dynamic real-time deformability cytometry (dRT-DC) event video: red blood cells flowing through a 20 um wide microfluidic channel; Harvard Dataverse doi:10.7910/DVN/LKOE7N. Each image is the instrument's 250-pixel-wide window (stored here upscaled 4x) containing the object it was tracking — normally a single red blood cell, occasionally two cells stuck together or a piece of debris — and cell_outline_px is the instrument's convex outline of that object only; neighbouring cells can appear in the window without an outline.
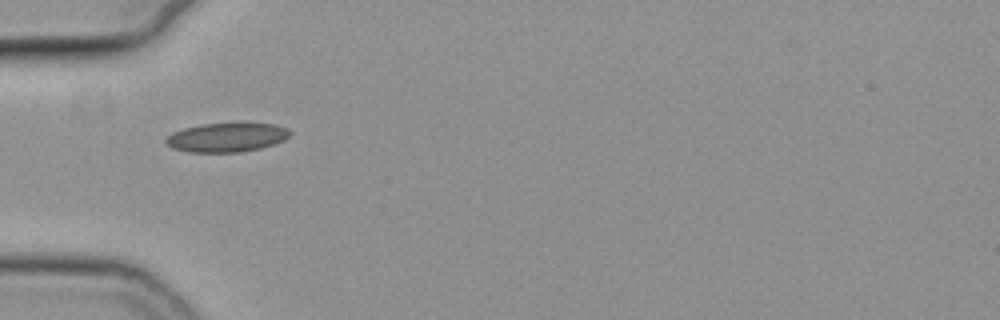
{"species": "common noctule bat (a hibernating species)", "species_latin": "Nyctalus noctula", "temperature_condition": "cold", "stored_images_in_passage": 31, "camera_frame_rate_fps": 3000, "um_per_image_px": 0.085, "animal": {"sex": "female", "body_mass_g": 19.3, "forearm_length_mm": 54.1}, "frame": {"image": 1, "passage_image": 1, "time_ms": 0.0, "image_size_px": [1000, 320], "cell_outline_px": [[292, 132], [284, 140], [260, 148], [240, 152], [188, 152], [172, 148], [164, 140], [172, 132], [184, 128], [200, 124], [244, 120], [276, 124], [288, 128]], "centroid_in_image_um": [19.31, 11.62], "position_along_channel_um": 65.7, "area_um2": 21.91}, "authors_computed_cell_mechanics": {"area_um2": 19.074, "velocity_mm_per_s": 3.7725, "shape_relaxation_time_tau1_ms": 7.0664, "shape_relaxation_time_tau2_ms": null, "deformation_change_tau1": 0.0776, "deformation_change_tau2": null}}